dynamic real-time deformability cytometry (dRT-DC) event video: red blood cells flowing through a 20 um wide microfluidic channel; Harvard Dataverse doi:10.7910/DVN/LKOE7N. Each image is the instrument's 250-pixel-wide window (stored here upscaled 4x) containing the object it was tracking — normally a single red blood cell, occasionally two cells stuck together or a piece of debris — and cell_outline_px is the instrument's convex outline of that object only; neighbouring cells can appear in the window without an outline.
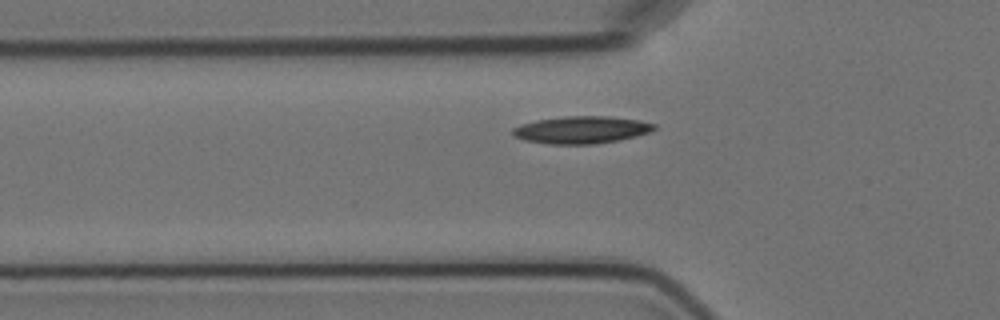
{"species": "Egyptian fruit bat (a non-hibernating species)", "species_latin": "Rousettus aegyptiacus", "temperature_condition": "cold", "stored_images_in_passage": 7, "segment_of_instrument_passage": [2, 2], "camera_frame_rate_fps": 3000, "um_per_image_px": 0.085, "animal": {"sex": "female"}, "frame": {"image": 1, "passage_image": 7, "time_ms": 8.0, "image_size_px": [1000, 320], "cell_outline_px": [[656, 128], [652, 132], [620, 140], [596, 144], [548, 144], [524, 140], [512, 136], [512, 128], [520, 124], [536, 120], [564, 116], [608, 116], [640, 120], [656, 124]], "centroid_in_image_um": [49.42, 11.04], "position_along_channel_um": 76.4, "area_um2": 22.83}}